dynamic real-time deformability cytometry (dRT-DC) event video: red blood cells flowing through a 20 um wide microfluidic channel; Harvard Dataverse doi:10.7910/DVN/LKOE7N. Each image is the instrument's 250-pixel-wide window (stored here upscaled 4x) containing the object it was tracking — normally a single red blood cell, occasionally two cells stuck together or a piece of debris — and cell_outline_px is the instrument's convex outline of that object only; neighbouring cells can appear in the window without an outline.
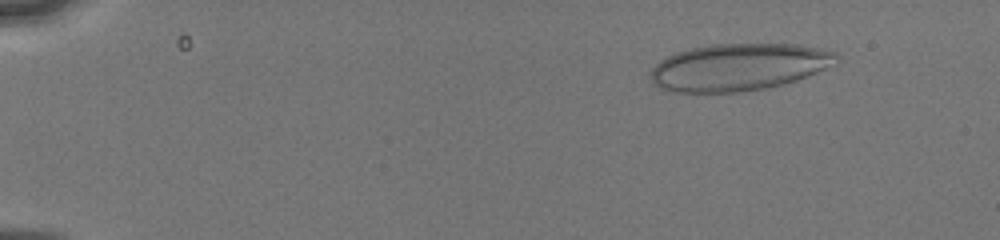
{"species": "human", "species_latin": "Homo sapiens", "temperature_condition": "cold", "stored_images_in_passage": 16, "camera_frame_rate_fps": 3000, "um_per_image_px": 0.085, "donor": {"sex": "male"}, "frame": {"image": 1, "passage_image": 5, "time_ms": 1.333, "image_size_px": [1000, 240], "cell_outline_px": [[840, 56], [836, 64], [828, 68], [796, 80], [784, 84], [764, 88], [736, 92], [676, 92], [660, 88], [652, 84], [648, 76], [652, 68], [660, 60], [676, 52], [692, 48], [712, 44], [796, 44], [836, 52]], "centroid_in_image_um": [62.78, 5.7], "position_along_channel_um": 22.2, "area_um2": 51.15}}